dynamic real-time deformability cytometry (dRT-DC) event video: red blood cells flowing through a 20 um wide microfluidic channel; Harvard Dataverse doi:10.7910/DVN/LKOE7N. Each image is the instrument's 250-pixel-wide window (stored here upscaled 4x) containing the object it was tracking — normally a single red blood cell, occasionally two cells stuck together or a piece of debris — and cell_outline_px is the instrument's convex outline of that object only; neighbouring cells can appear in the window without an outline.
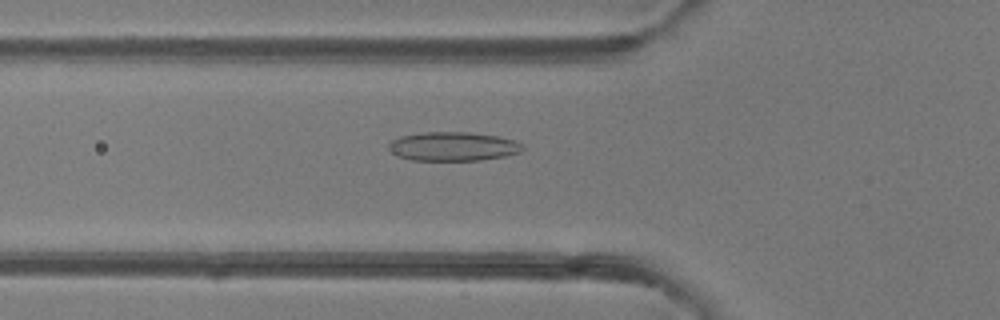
{"species": "common noctule bat (a hibernating species)", "species_latin": "Nyctalus noctula", "temperature_condition": "room temperature", "stored_images_in_passage": 50, "camera_frame_rate_fps": 3000, "um_per_image_px": 0.085, "animal": {"sex": "female"}, "frame": {"image": 1, "passage_image": 18, "time_ms": 5.667, "image_size_px": [1000, 320], "cell_outline_px": [[524, 148], [520, 152], [504, 156], [480, 160], [412, 160], [400, 156], [392, 152], [388, 148], [388, 144], [392, 140], [400, 136], [424, 132], [468, 132], [496, 136], [516, 140], [524, 144]], "centroid_in_image_um": [38.53, 12.44], "position_along_channel_um": 87.3, "area_um2": 22.54}}
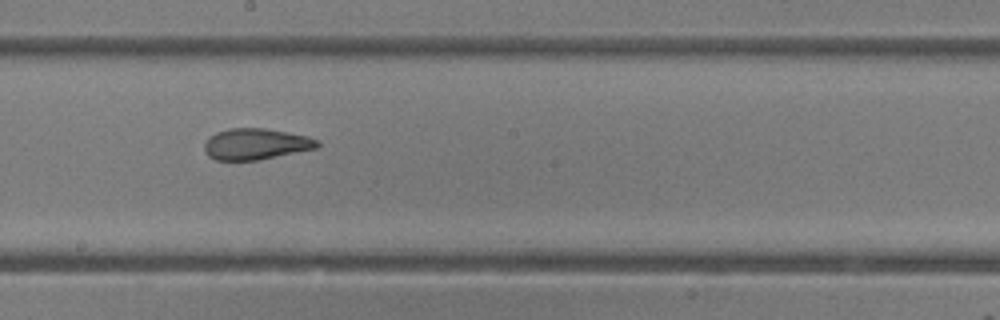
{"frame": {"image": 2, "passage_image": 28, "time_ms": 9.0, "image_size_px": [1000, 320], "cell_outline_px": [[320, 144], [316, 148], [256, 160], [216, 160], [208, 156], [204, 148], [204, 144], [208, 136], [216, 132], [228, 128], [264, 128], [308, 136], [320, 140]], "centroid_in_image_um": [21.72, 12.23], "position_along_channel_um": 226.5, "area_um2": 20.46}}
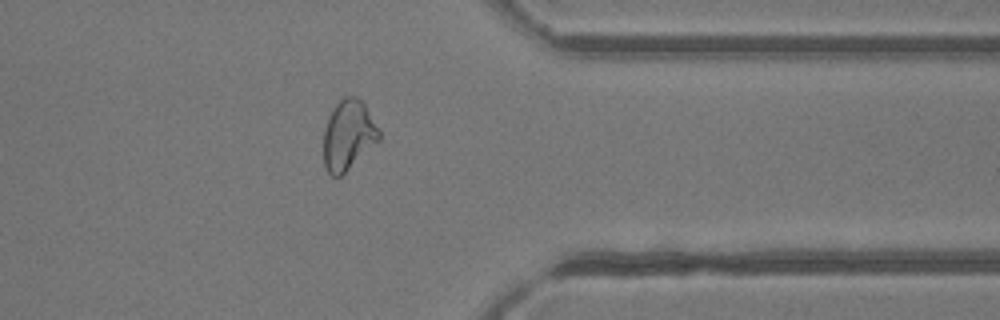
{"frame": {"image": 3, "passage_image": 40, "time_ms": 13.0, "image_size_px": [1000, 320], "cell_outline_px": [[380, 140], [340, 176], [332, 176], [328, 172], [324, 164], [324, 128], [328, 116], [332, 108], [344, 96], [356, 96], [364, 104], [380, 132]], "centroid_in_image_um": [29.59, 11.47], "position_along_channel_um": 381.8, "area_um2": 22.37}, "authors_computed_cell_mechanics": {"area_um2": 23.7558, "velocity_mm_per_s": 4.1403, "shape_relaxation_time_tau1_ms": 7.2645, "shape_relaxation_time_tau2_ms": 1.348, "deformation_change_tau1": 0.1853, "deformation_change_tau2": 0.0772}}